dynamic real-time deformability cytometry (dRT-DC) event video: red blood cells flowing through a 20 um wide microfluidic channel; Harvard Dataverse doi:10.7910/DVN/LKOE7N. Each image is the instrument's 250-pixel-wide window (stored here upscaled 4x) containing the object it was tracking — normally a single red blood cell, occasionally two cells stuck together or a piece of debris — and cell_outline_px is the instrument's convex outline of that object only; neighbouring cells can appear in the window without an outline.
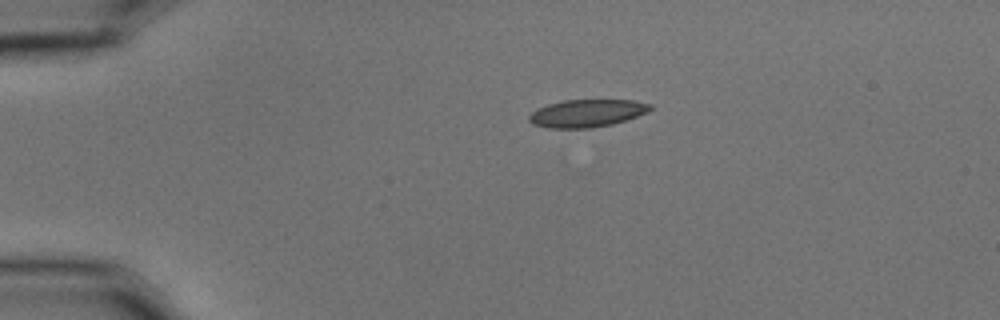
{"species": "common noctule bat (a hibernating species)", "species_latin": "Nyctalus noctula", "temperature_condition": "cold", "stored_images_in_passage": 45, "camera_frame_rate_fps": 3000, "um_per_image_px": 0.085, "animal": {"sex": "male", "body_mass_g": 15.6}, "frame": {"image": 1, "passage_image": 1, "time_ms": 0.0, "image_size_px": [1000, 320], "cell_outline_px": [[652, 108], [648, 112], [612, 124], [592, 128], [548, 128], [532, 124], [528, 120], [528, 116], [536, 108], [560, 100], [636, 100], [652, 104]], "centroid_in_image_um": [49.86, 9.62], "position_along_channel_um": 35.1, "area_um2": 19.65}}
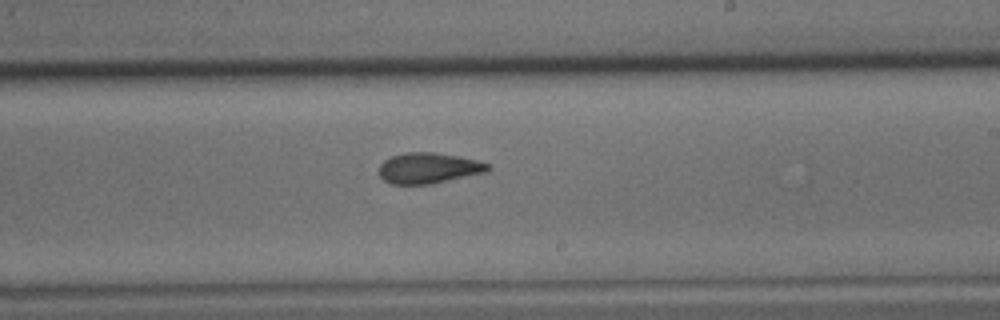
{"frame": {"image": 2, "passage_image": 23, "time_ms": 7.333, "image_size_px": [1000, 320], "cell_outline_px": [[492, 168], [488, 172], [432, 184], [392, 184], [384, 180], [380, 176], [380, 164], [384, 160], [392, 156], [404, 152], [436, 152], [460, 156], [480, 160], [492, 164]], "centroid_in_image_um": [36.51, 14.28], "position_along_channel_um": 252.5, "area_um2": 19.88}}
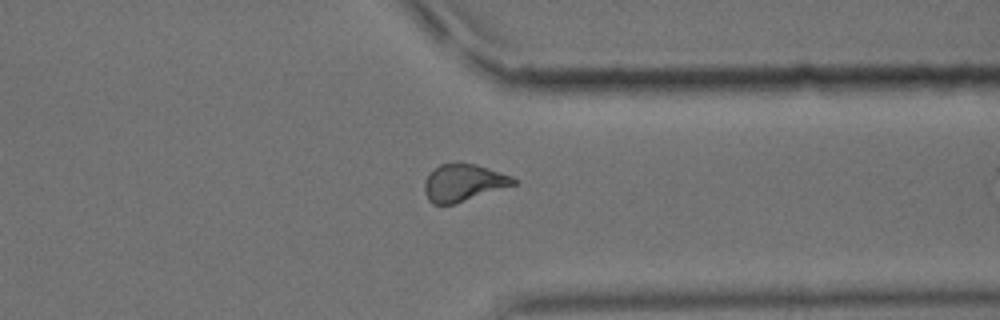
{"frame": {"image": 3, "passage_image": 33, "time_ms": 10.667, "image_size_px": [1000, 320], "cell_outline_px": [[520, 180], [516, 184], [452, 204], [432, 204], [428, 200], [424, 192], [424, 184], [432, 168], [440, 164], [476, 164], [512, 176]], "centroid_in_image_um": [39.38, 15.53], "position_along_channel_um": 372.0, "area_um2": 19.02}, "authors_computed_cell_mechanics": {"area_um2": 19.8254, "velocity_mm_per_s": 3.6047, "shape_relaxation_time_tau1_ms": 7.7807, "shape_relaxation_time_tau2_ms": 3.563, "deformation_change_tau1": 0.1914, "deformation_change_tau2": 0.0965}}